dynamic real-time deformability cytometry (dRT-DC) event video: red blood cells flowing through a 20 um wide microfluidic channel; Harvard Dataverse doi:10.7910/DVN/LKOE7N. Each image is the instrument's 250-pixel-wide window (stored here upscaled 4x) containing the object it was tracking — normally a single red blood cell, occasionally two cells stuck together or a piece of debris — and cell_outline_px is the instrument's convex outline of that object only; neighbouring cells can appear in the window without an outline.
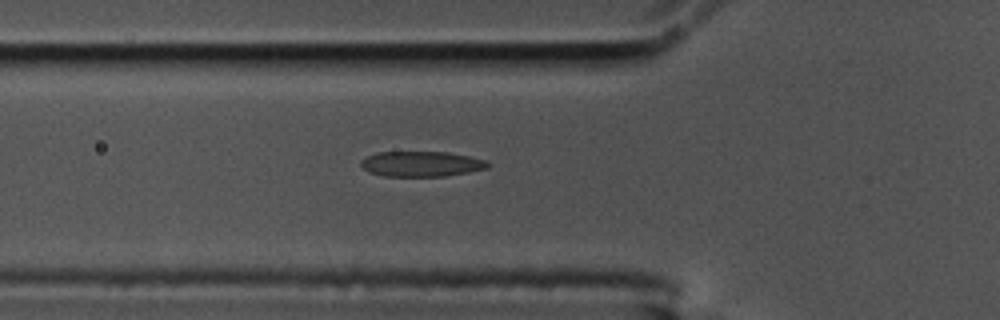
{"species": "common noctule bat (a hibernating species)", "species_latin": "Nyctalus noctula", "temperature_condition": "cold", "stored_images_in_passage": 43, "camera_frame_rate_fps": 3000, "um_per_image_px": 0.085, "animal": {"sex": "male", "body_mass_g": 17.5, "forearm_length_mm": 52.3}, "frame": {"image": 1, "passage_image": 11, "time_ms": 3.333, "image_size_px": [1000, 320], "cell_outline_px": [[488, 168], [468, 172], [444, 176], [384, 176], [368, 172], [360, 164], [360, 160], [376, 152], [448, 152], [468, 156], [484, 160], [488, 164]], "centroid_in_image_um": [35.77, 13.93], "position_along_channel_um": 90.0, "area_um2": 18.55}}
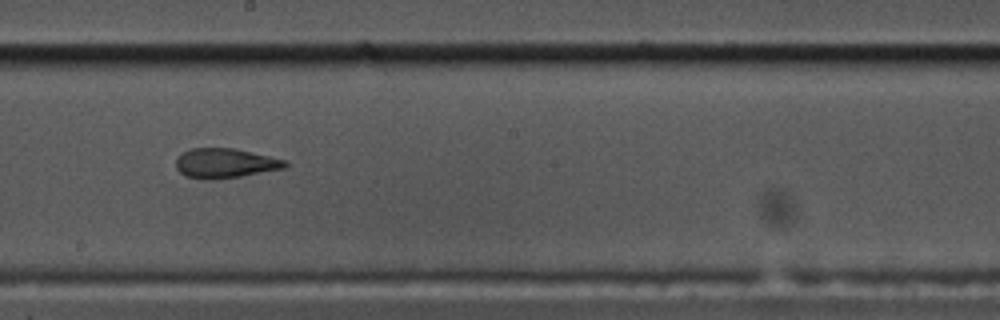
{"frame": {"image": 2, "passage_image": 23, "time_ms": 7.333, "image_size_px": [1000, 320], "cell_outline_px": [[288, 164], [284, 168], [240, 176], [204, 180], [184, 176], [176, 168], [176, 156], [192, 148], [236, 148], [288, 160]], "centroid_in_image_um": [19.12, 13.86], "position_along_channel_um": 229.1, "area_um2": 18.96}}
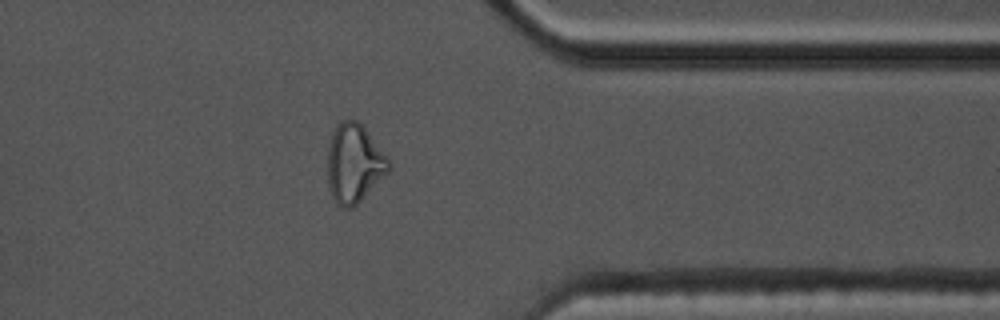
{"frame": {"image": 3, "passage_image": 37, "time_ms": 12.0, "image_size_px": [1000, 320], "cell_outline_px": [[392, 168], [352, 208], [344, 208], [336, 204], [328, 188], [328, 144], [332, 132], [336, 124], [340, 120], [356, 120], [364, 128], [392, 164]], "centroid_in_image_um": [30.07, 13.89], "position_along_channel_um": 381.3, "area_um2": 27.8}}